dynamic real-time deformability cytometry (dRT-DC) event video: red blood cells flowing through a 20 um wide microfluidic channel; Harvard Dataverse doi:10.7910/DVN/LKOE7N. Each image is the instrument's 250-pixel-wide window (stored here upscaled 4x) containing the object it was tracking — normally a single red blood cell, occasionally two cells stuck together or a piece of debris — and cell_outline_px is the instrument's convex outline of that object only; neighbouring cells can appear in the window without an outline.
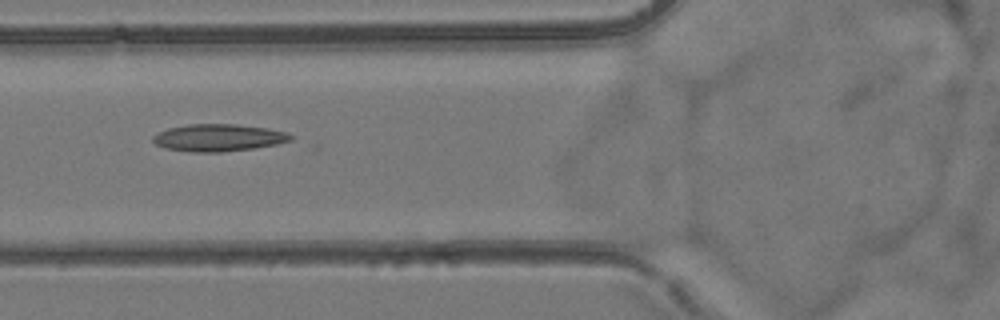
{"species": "common noctule bat (a hibernating species)", "species_latin": "Nyctalus noctula", "temperature_condition": "room temperature", "stored_images_in_passage": 8, "camera_frame_rate_fps": 3000, "um_per_image_px": 0.085, "animal": {"sex": "female", "body_mass_g": 24.6, "forearm_length_mm": 56.2}, "frame": {"image": 1, "passage_image": 6, "time_ms": 6.667, "image_size_px": [1000, 320], "cell_outline_px": [[292, 140], [276, 144], [252, 148], [220, 152], [192, 152], [164, 148], [156, 144], [152, 140], [152, 136], [168, 128], [188, 124], [236, 124], [268, 128], [288, 132], [292, 136]], "centroid_in_image_um": [18.56, 11.7], "position_along_channel_um": 107.2, "area_um2": 21.79}}
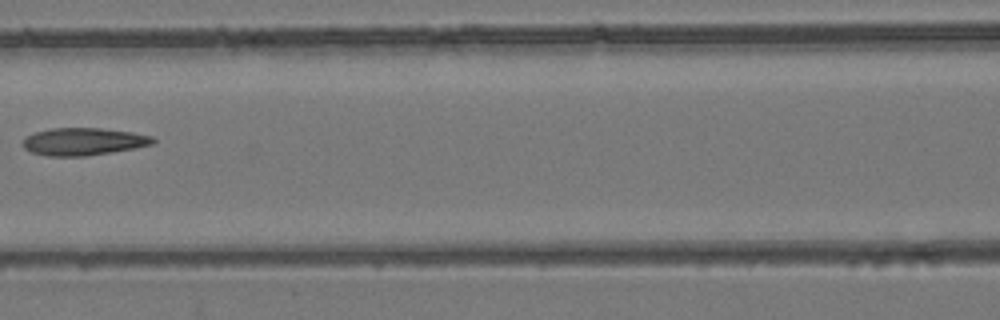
{"frame": {"image": 2, "passage_image": 7, "time_ms": 8.0, "image_size_px": [1000, 320], "cell_outline_px": [[156, 140], [152, 144], [132, 148], [84, 156], [48, 156], [32, 152], [24, 148], [20, 144], [24, 136], [48, 128], [100, 128], [132, 132], [152, 136]], "centroid_in_image_um": [7.02, 12.02], "position_along_channel_um": 159.6, "area_um2": 20.75}}
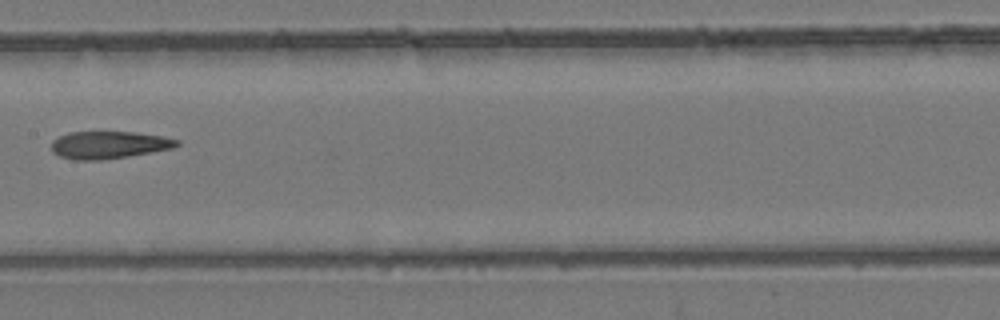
{"frame": {"image": 3, "passage_image": 8, "time_ms": 9.0, "image_size_px": [1000, 320], "cell_outline_px": [[180, 144], [172, 148], [128, 156], [104, 160], [72, 160], [60, 156], [52, 152], [52, 140], [68, 132], [136, 132], [164, 136], [180, 140]], "centroid_in_image_um": [9.25, 12.31], "position_along_channel_um": 198.1, "area_um2": 20.11}}